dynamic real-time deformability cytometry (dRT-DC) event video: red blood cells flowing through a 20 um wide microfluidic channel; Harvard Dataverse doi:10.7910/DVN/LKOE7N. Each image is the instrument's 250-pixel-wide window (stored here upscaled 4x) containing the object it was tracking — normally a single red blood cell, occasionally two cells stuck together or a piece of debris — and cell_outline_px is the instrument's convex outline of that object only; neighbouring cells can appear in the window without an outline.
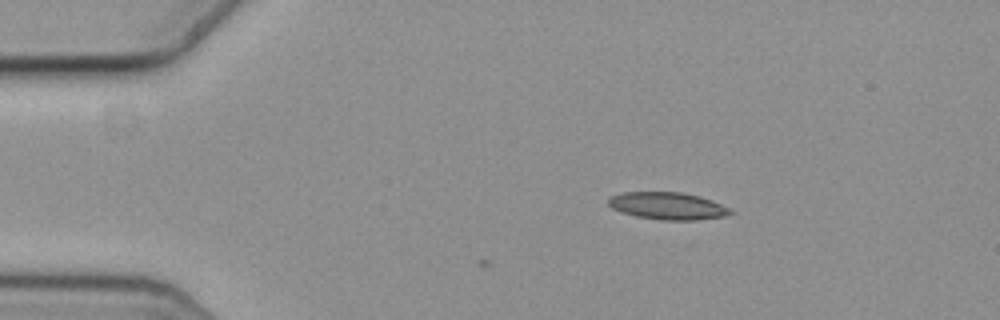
{"species": "common noctule bat (a hibernating species)", "species_latin": "Nyctalus noctula", "temperature_condition": "cold", "stored_images_in_passage": 10, "camera_frame_rate_fps": 3000, "um_per_image_px": 0.085, "animal": {"sex": "female", "body_mass_g": 19.3, "forearm_length_mm": 54.1}, "frame": {"image": 1, "passage_image": 10, "time_ms": 3.0, "image_size_px": [1000, 320], "cell_outline_px": [[736, 212], [728, 216], [696, 220], [660, 220], [636, 216], [620, 212], [612, 208], [608, 204], [608, 200], [612, 196], [624, 192], [680, 192], [700, 196], [712, 200]], "centroid_in_image_um": [56.78, 17.51], "position_along_channel_um": 28.2, "area_um2": 19.48}}